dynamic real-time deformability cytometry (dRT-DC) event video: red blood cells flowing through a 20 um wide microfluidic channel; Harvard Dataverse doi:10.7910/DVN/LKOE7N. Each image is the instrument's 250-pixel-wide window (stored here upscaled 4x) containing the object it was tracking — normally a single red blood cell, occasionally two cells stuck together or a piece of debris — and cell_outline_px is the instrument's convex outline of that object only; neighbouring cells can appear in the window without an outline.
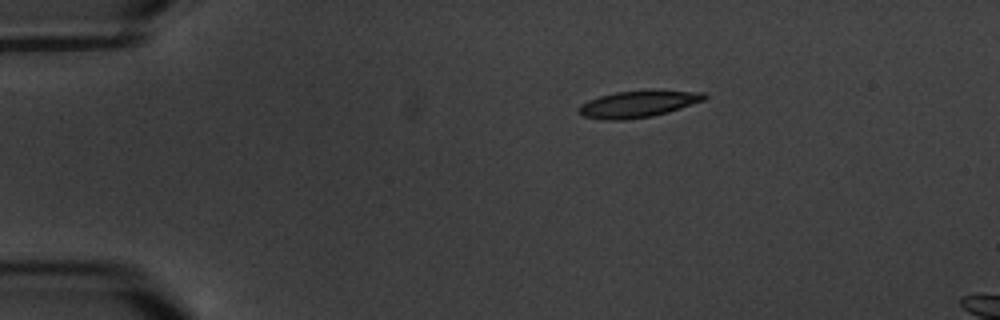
{"species": "common noctule bat (a hibernating species)", "species_latin": "Nyctalus noctula", "temperature_condition": "warm", "stored_images_in_passage": 3, "camera_frame_rate_fps": 3000, "um_per_image_px": 0.085, "animal": {"sex": "male", "body_mass_g": 20.1, "forearm_length_mm": 53.5}, "frame": {"image": 1, "passage_image": 1, "time_ms": 0.0, "image_size_px": [1000, 320], "cell_outline_px": [[708, 96], [704, 100], [668, 112], [652, 116], [624, 120], [604, 120], [584, 116], [576, 112], [576, 108], [580, 104], [588, 100], [600, 96], [616, 92], [704, 92]], "centroid_in_image_um": [54.13, 8.88], "position_along_channel_um": 30.9, "area_um2": 18.9}}